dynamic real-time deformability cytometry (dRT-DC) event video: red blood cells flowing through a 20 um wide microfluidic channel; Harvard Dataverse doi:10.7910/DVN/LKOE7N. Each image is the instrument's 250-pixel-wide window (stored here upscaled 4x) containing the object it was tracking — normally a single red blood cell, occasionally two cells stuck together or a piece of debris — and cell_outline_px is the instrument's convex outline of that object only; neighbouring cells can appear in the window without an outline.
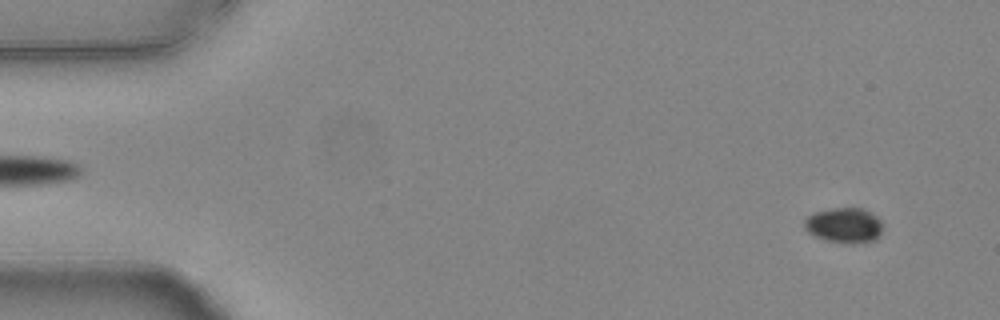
{"species": "common noctule bat (a hibernating species)", "species_latin": "Nyctalus noctula", "temperature_condition": "warm", "stored_images_in_passage": 55, "camera_frame_rate_fps": 3000, "um_per_image_px": 0.085, "animal": {"sex": "female", "body_mass_g": 24.6, "forearm_length_mm": 56.2}, "frame": {"image": 1, "passage_image": 4, "time_ms": 1.0, "image_size_px": [1000, 320], "cell_outline_px": [[880, 236], [876, 240], [852, 244], [844, 244], [824, 240], [812, 236], [804, 228], [804, 220], [808, 216], [816, 212], [832, 208], [864, 208], [876, 216], [880, 220]], "centroid_in_image_um": [71.73, 19.17], "position_along_channel_um": 13.3, "area_um2": 16.24}}
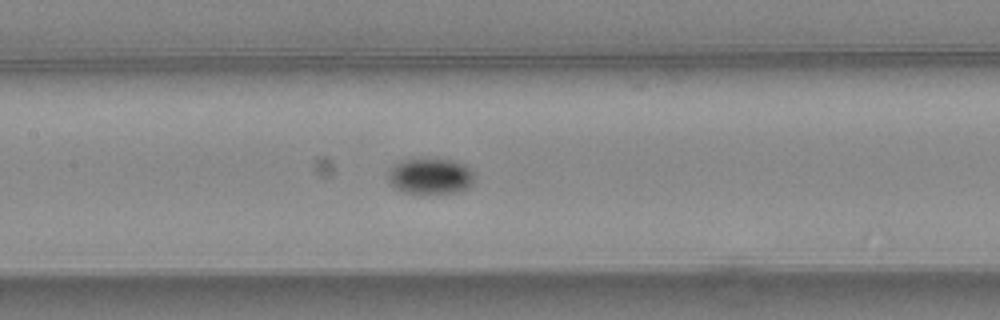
{"frame": {"image": 2, "passage_image": 26, "time_ms": 8.333, "image_size_px": [1000, 320], "cell_outline_px": [[476, 176], [472, 184], [468, 188], [456, 192], [424, 196], [404, 192], [396, 188], [388, 180], [388, 172], [396, 164], [404, 160], [456, 160], [464, 164]], "centroid_in_image_um": [36.62, 15.03], "position_along_channel_um": 170.8, "area_um2": 18.26}}
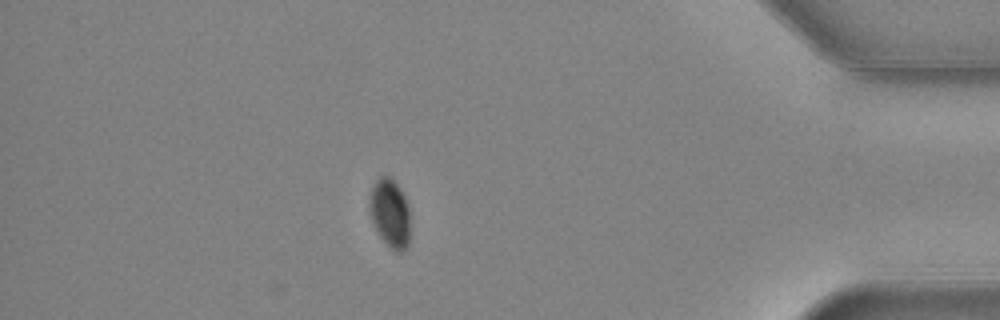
{"frame": {"image": 3, "passage_image": 48, "time_ms": 15.667, "image_size_px": [1000, 320], "cell_outline_px": [[408, 244], [400, 252], [396, 252], [380, 236], [372, 224], [368, 208], [368, 200], [372, 188], [376, 180], [380, 176], [392, 176], [400, 188], [408, 204]], "centroid_in_image_um": [33.11, 18.06], "position_along_channel_um": 402.1, "area_um2": 16.18}}